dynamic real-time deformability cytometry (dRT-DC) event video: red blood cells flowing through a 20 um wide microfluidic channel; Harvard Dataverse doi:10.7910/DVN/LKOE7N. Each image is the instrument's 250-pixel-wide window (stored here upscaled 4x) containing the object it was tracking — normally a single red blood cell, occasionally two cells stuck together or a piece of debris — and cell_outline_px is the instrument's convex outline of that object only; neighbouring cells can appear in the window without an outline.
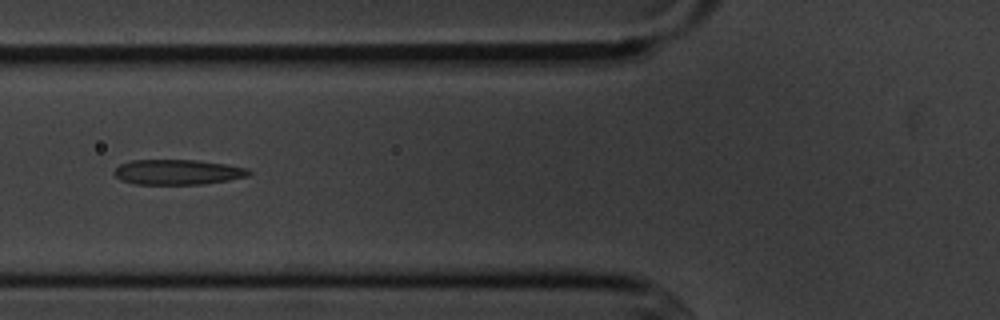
{"species": "common noctule bat (a hibernating species)", "species_latin": "Nyctalus noctula", "temperature_condition": "cold", "stored_images_in_passage": 2, "camera_frame_rate_fps": 3000, "um_per_image_px": 0.085, "animal": {"sex": "male", "body_mass_g": 20.1, "forearm_length_mm": 53.5}, "frame": {"image": 1, "passage_image": 2, "time_ms": 1.0, "image_size_px": [1000, 320], "cell_outline_px": [[252, 172], [248, 176], [228, 180], [204, 184], [132, 184], [120, 180], [112, 172], [120, 164], [132, 160], [196, 160], [228, 164], [248, 168]], "centroid_in_image_um": [15.1, 14.63], "position_along_channel_um": 110.7, "area_um2": 19.88}}